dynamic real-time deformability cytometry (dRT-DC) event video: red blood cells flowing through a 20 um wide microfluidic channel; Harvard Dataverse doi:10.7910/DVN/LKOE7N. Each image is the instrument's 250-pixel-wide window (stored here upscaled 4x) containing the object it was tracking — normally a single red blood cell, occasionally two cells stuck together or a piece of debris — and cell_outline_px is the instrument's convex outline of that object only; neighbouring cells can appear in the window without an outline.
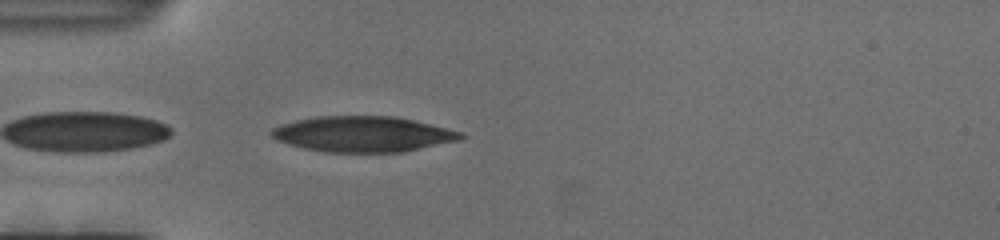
{"species": "human", "species_latin": "Homo sapiens", "temperature_condition": "cold", "stored_images_in_passage": 56, "camera_frame_rate_fps": 3000, "um_per_image_px": 0.085, "donor": {"sex": "female"}, "frame": {"image": 1, "passage_image": 3, "time_ms": 0.667, "image_size_px": [1000, 240], "cell_outline_px": [[468, 136], [460, 140], [404, 152], [324, 152], [304, 148], [288, 144], [276, 140], [268, 132], [272, 128], [280, 124], [296, 120], [316, 116], [396, 116], [416, 120], [464, 132]], "centroid_in_image_um": [30.88, 11.39], "position_along_channel_um": 54.1, "area_um2": 39.77}}
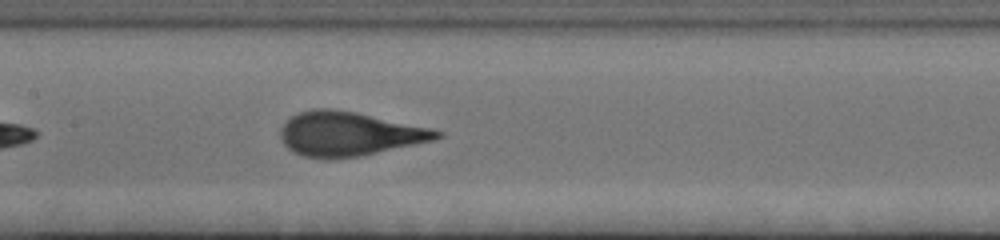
{"frame": {"image": 2, "passage_image": 27, "time_ms": 8.667, "image_size_px": [1000, 240], "cell_outline_px": [[444, 136], [436, 140], [360, 156], [304, 156], [292, 152], [284, 144], [280, 136], [280, 128], [292, 116], [300, 112], [312, 108], [328, 108], [356, 112], [432, 128], [444, 132]], "centroid_in_image_um": [29.72, 11.35], "position_along_channel_um": 177.7, "area_um2": 39.71}}
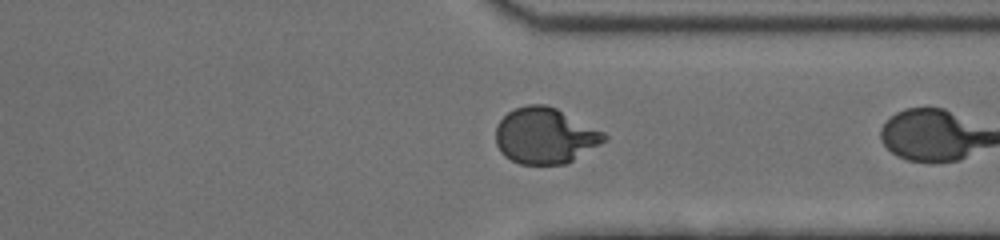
{"frame": {"image": 3, "passage_image": 55, "time_ms": 18.0, "image_size_px": [1000, 240], "cell_outline_px": [[608, 140], [572, 160], [564, 164], [520, 164], [504, 156], [500, 152], [496, 144], [496, 124], [508, 112], [516, 108], [528, 104], [544, 104], [556, 108], [604, 132], [608, 136]], "centroid_in_image_um": [46.32, 11.54], "position_along_channel_um": 365.1, "area_um2": 35.26}}